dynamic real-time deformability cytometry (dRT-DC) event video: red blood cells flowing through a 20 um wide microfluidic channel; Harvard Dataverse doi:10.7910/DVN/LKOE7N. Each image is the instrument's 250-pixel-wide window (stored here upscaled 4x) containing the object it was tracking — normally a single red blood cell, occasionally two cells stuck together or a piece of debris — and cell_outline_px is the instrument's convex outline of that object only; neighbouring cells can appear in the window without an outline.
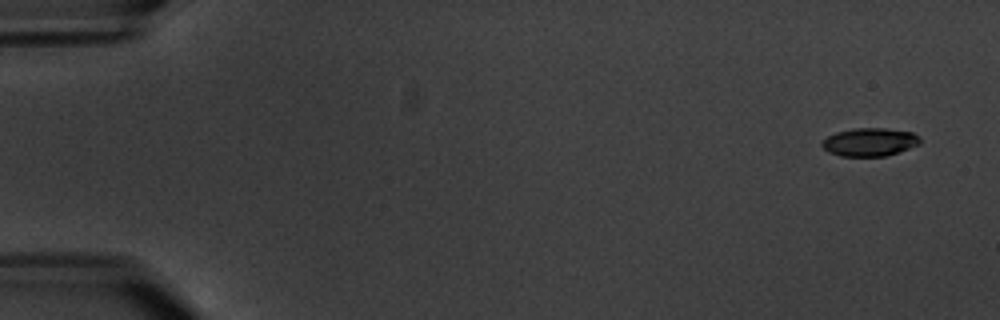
{"species": "common noctule bat (a hibernating species)", "species_latin": "Nyctalus noctula", "temperature_condition": "warm", "stored_images_in_passage": 7, "camera_frame_rate_fps": 3000, "um_per_image_px": 0.085, "animal": {"sex": "male", "body_mass_g": 20.1, "forearm_length_mm": 53.5}, "frame": {"image": 1, "passage_image": 2, "time_ms": 1.0, "image_size_px": [1000, 320], "cell_outline_px": [[920, 144], [884, 156], [840, 156], [828, 152], [820, 144], [828, 136], [836, 132], [852, 128], [888, 128], [912, 132], [920, 136]], "centroid_in_image_um": [73.91, 12.06], "position_along_channel_um": 11.1, "area_um2": 16.07}}
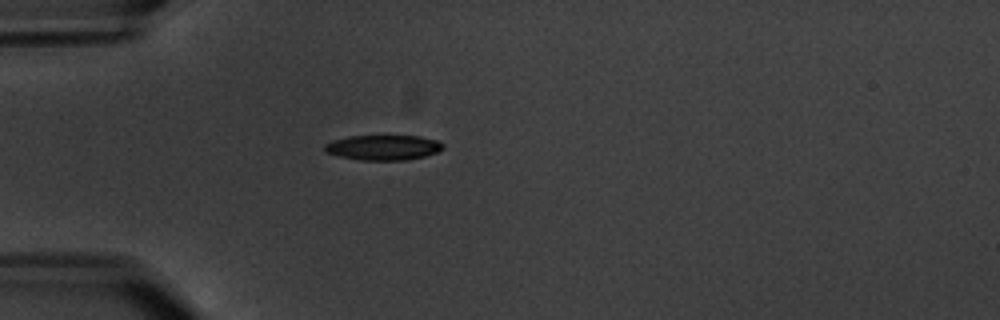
{"frame": {"image": 2, "passage_image": 6, "time_ms": 6.0, "image_size_px": [1000, 320], "cell_outline_px": [[444, 148], [436, 152], [424, 156], [408, 160], [360, 160], [340, 156], [324, 152], [324, 144], [348, 136], [420, 136], [440, 140], [444, 144]], "centroid_in_image_um": [32.61, 12.53], "position_along_channel_um": 52.4, "area_um2": 17.34}}